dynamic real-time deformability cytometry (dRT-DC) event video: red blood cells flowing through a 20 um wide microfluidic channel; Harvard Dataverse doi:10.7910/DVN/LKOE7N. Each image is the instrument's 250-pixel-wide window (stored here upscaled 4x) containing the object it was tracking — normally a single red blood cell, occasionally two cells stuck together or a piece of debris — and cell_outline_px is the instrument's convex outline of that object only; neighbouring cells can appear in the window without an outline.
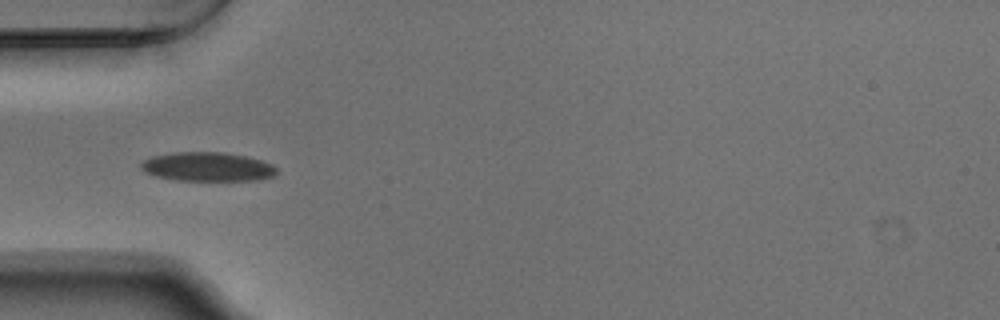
{"species": "Egyptian fruit bat (a non-hibernating species)", "species_latin": "Rousettus aegyptiacus", "temperature_condition": "warm", "stored_images_in_passage": 10, "camera_frame_rate_fps": 3000, "um_per_image_px": 0.085, "animal": {"sex": "male"}, "frame": {"image": 1, "passage_image": 4, "time_ms": 1.0, "image_size_px": [1000, 320], "cell_outline_px": [[276, 172], [272, 176], [256, 180], [176, 180], [156, 176], [144, 172], [140, 168], [140, 160], [152, 156], [172, 152], [224, 152], [248, 156], [272, 164], [276, 168]], "centroid_in_image_um": [17.58, 14.16], "position_along_channel_um": 67.4, "area_um2": 23.06}}
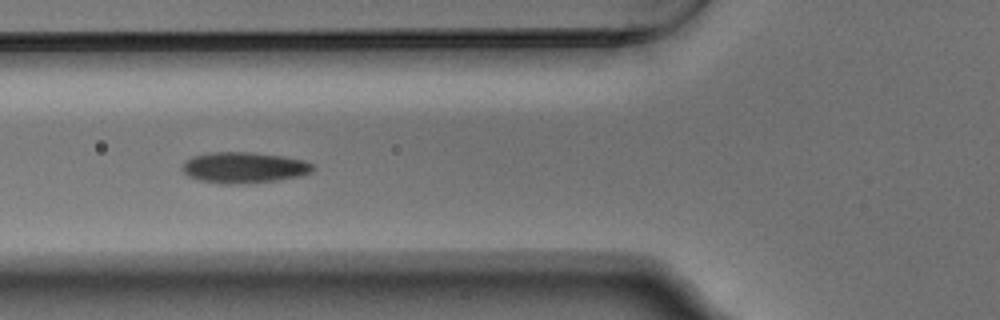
{"frame": {"image": 2, "passage_image": 7, "time_ms": 2.0, "image_size_px": [1000, 320], "cell_outline_px": [[316, 168], [312, 172], [300, 176], [276, 180], [232, 184], [220, 184], [196, 180], [188, 176], [180, 168], [184, 160], [192, 156], [208, 152], [256, 152], [284, 156], [304, 160], [316, 164]], "centroid_in_image_um": [20.73, 14.23], "position_along_channel_um": 105.1, "area_um2": 24.04}}